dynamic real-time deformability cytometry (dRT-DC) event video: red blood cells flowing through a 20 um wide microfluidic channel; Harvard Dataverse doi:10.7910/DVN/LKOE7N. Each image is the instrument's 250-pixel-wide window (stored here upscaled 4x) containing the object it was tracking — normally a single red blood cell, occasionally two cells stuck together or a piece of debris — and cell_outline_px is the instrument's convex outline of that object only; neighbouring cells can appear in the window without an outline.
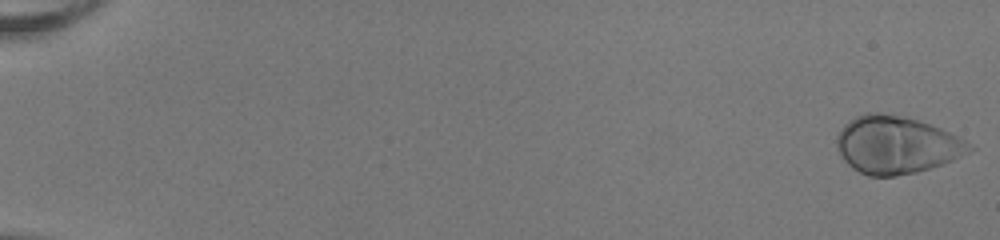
{"species": "human", "species_latin": "Homo sapiens", "temperature_condition": "room temperature", "stored_images_in_passage": 53, "camera_frame_rate_fps": 3000, "um_per_image_px": 0.085, "donor": {"sex": "female"}, "frame": {"image": 1, "passage_image": 1, "time_ms": 0.0, "image_size_px": [1000, 240], "cell_outline_px": [[976, 148], [952, 160], [916, 172], [896, 176], [868, 176], [852, 168], [840, 156], [836, 148], [836, 136], [844, 124], [848, 120], [864, 112], [880, 112], [900, 116], [916, 120], [940, 128], [964, 140]], "centroid_in_image_um": [76.13, 12.31], "position_along_channel_um": 8.9, "area_um2": 44.22}}
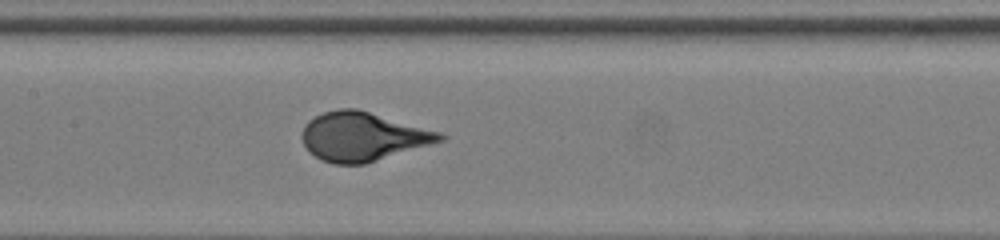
{"frame": {"image": 2, "passage_image": 28, "time_ms": 9.0, "image_size_px": [1000, 240], "cell_outline_px": [[448, 136], [444, 140], [364, 164], [332, 164], [320, 160], [308, 152], [300, 136], [304, 124], [308, 120], [324, 112], [340, 108], [356, 108], [444, 132]], "centroid_in_image_um": [30.83, 11.6], "position_along_channel_um": 176.6, "area_um2": 39.59}}
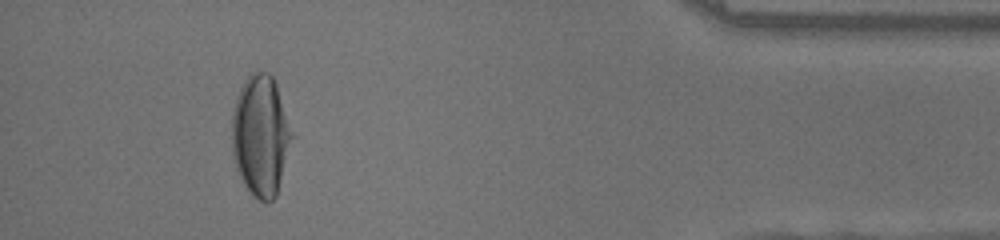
{"frame": {"image": 3, "passage_image": 49, "time_ms": 16.0, "image_size_px": [1000, 240], "cell_outline_px": [[296, 136], [276, 196], [272, 200], [260, 200], [252, 196], [244, 184], [240, 176], [232, 156], [232, 112], [236, 96], [244, 80], [256, 68], [268, 72], [272, 76], [276, 84]], "centroid_in_image_um": [22.19, 11.49], "position_along_channel_um": 413.0, "area_um2": 43.35}}